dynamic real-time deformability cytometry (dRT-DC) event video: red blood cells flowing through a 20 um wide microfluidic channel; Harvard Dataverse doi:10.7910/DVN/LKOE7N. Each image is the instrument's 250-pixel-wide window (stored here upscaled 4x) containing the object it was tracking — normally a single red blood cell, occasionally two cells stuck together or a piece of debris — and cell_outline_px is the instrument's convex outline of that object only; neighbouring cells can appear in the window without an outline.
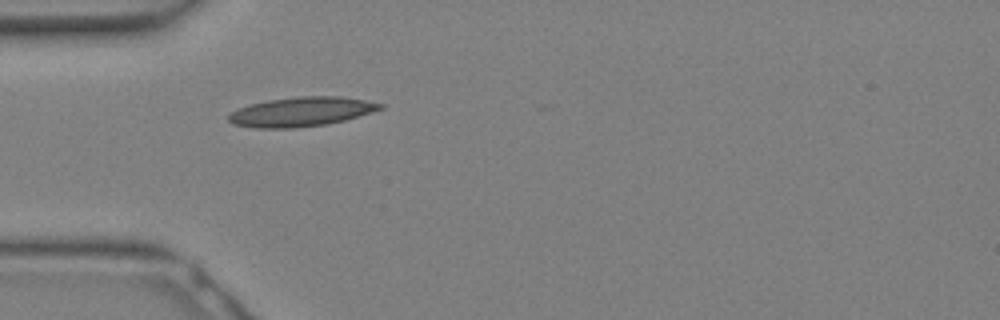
{"species": "Egyptian fruit bat (a non-hibernating species)", "species_latin": "Rousettus aegyptiacus", "temperature_condition": "warm", "stored_images_in_passage": 1, "camera_frame_rate_fps": 3000, "um_per_image_px": 0.085, "animal": {"sex": "female"}, "frame": {"image": 1, "passage_image": 1, "time_ms": 0.0, "image_size_px": [1000, 320], "cell_outline_px": [[384, 108], [372, 112], [344, 120], [328, 124], [296, 128], [252, 128], [232, 124], [228, 120], [228, 116], [232, 112], [240, 108], [252, 104], [268, 100], [300, 96], [340, 96], [364, 100], [384, 104]], "centroid_in_image_um": [25.62, 9.51], "position_along_channel_um": 59.4, "area_um2": 25.89}}